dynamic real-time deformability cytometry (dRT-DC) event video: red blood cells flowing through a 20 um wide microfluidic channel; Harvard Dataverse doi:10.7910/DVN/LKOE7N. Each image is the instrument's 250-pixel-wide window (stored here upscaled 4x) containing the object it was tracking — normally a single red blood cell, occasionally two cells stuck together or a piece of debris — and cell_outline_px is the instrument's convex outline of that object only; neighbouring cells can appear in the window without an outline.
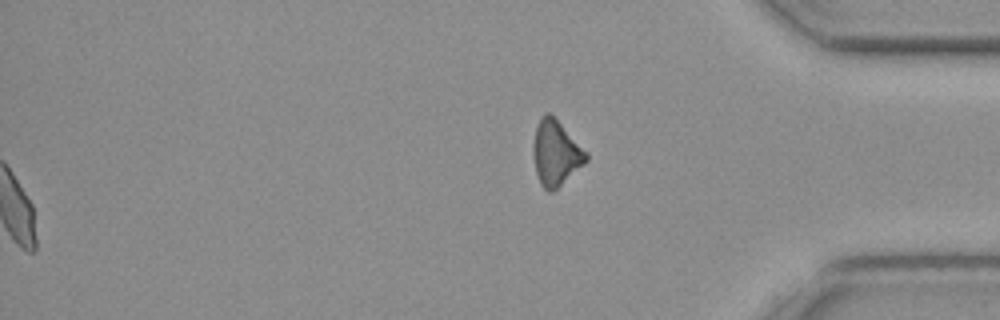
{"species": "common noctule bat (a hibernating species)", "species_latin": "Nyctalus noctula", "temperature_condition": "cold", "stored_images_in_passage": 41, "segment_of_instrument_passage": [2, 2], "camera_frame_rate_fps": 3000, "um_per_image_px": 0.085, "animal": {"sex": "female", "body_mass_g": 19.3, "forearm_length_mm": 54.1}, "frame": {"image": 1, "passage_image": 41, "time_ms": 13.333, "image_size_px": [1000, 320], "cell_outline_px": [[588, 160], [584, 164], [552, 192], [548, 192], [540, 184], [536, 172], [532, 152], [532, 148], [536, 128], [544, 112], [548, 112], [588, 152]], "centroid_in_image_um": [47.23, 13.03], "position_along_channel_um": 388.0, "area_um2": 19.77}}